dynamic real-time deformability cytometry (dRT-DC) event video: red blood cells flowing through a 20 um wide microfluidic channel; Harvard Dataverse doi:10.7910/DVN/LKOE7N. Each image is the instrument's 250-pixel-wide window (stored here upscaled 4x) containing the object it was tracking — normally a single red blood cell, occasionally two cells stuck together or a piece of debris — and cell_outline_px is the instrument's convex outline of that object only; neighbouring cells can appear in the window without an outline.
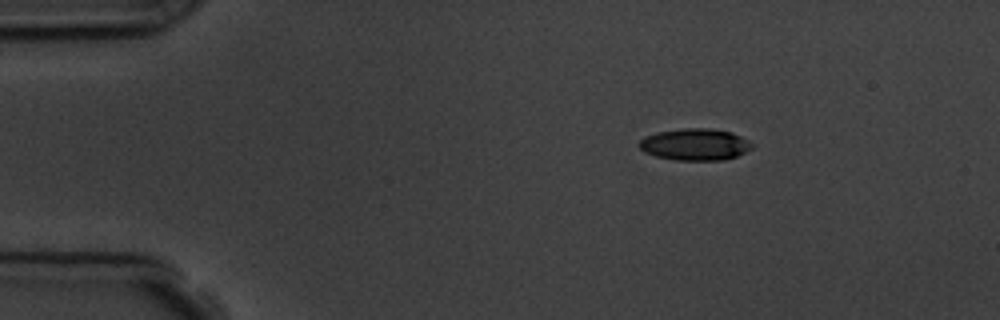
{"species": "common noctule bat (a hibernating species)", "species_latin": "Nyctalus noctula", "temperature_condition": "room temperature", "stored_images_in_passage": 4, "camera_frame_rate_fps": 3000, "um_per_image_px": 0.085, "animal": {"sex": "male", "body_mass_g": 19.5, "forearm_length_mm": 54.6}, "frame": {"image": 1, "passage_image": 2, "time_ms": 1.0, "image_size_px": [1000, 320], "cell_outline_px": [[752, 148], [736, 156], [724, 160], [676, 160], [656, 156], [644, 152], [636, 144], [644, 136], [660, 132], [684, 128], [708, 128], [732, 132], [748, 140], [752, 144]], "centroid_in_image_um": [59.05, 12.28], "position_along_channel_um": 25.9, "area_um2": 20.81}}
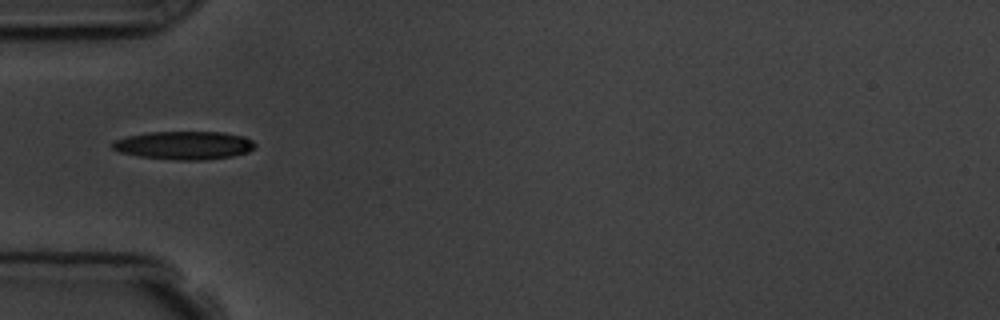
{"frame": {"image": 2, "passage_image": 4, "time_ms": 4.0, "image_size_px": [1000, 320], "cell_outline_px": [[256, 144], [248, 152], [232, 156], [200, 160], [176, 160], [140, 156], [120, 152], [112, 148], [112, 144], [116, 140], [128, 136], [148, 132], [224, 132], [244, 136], [252, 140]], "centroid_in_image_um": [15.67, 12.34], "position_along_channel_um": 69.3, "area_um2": 23.29}}